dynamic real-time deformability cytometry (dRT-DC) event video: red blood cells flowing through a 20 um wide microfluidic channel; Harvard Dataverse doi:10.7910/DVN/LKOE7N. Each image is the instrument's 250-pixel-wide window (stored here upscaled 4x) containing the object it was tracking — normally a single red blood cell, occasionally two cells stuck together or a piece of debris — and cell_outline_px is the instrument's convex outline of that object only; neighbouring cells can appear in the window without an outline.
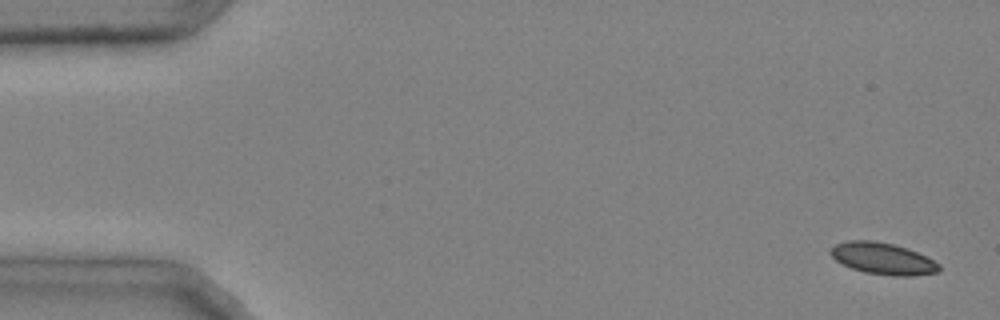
{"species": "common noctule bat (a hibernating species)", "species_latin": "Nyctalus noctula", "temperature_condition": "cold", "stored_images_in_passage": 48, "camera_frame_rate_fps": 3000, "um_per_image_px": 0.085, "animal": {"sex": "male", "body_mass_g": 20.4}, "frame": {"image": 1, "passage_image": 2, "time_ms": 0.333, "image_size_px": [1000, 320], "cell_outline_px": [[940, 272], [912, 276], [892, 276], [864, 272], [852, 268], [836, 260], [828, 252], [836, 244], [848, 240], [872, 240], [892, 244], [908, 248], [940, 264]], "centroid_in_image_um": [75.05, 21.98], "position_along_channel_um": 10.0, "area_um2": 19.94}}
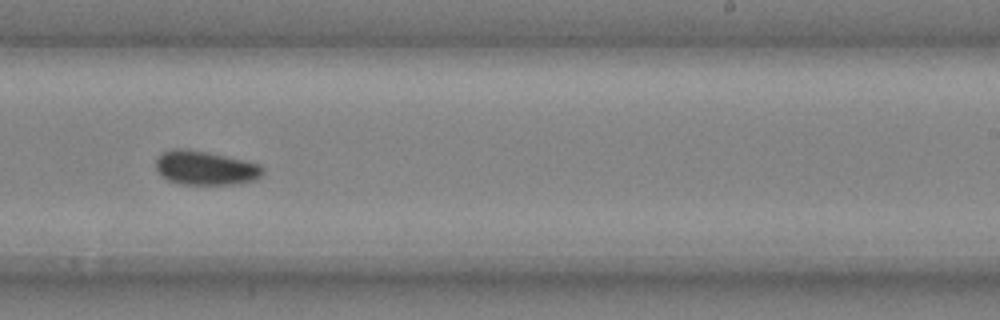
{"frame": {"image": 2, "passage_image": 31, "time_ms": 10.0, "image_size_px": [1000, 320], "cell_outline_px": [[264, 172], [256, 180], [232, 184], [180, 184], [168, 180], [156, 168], [156, 156], [160, 152], [172, 148], [184, 148], [208, 152], [244, 160], [260, 164], [264, 168]], "centroid_in_image_um": [17.44, 14.25], "position_along_channel_um": 271.6, "area_um2": 21.33}}
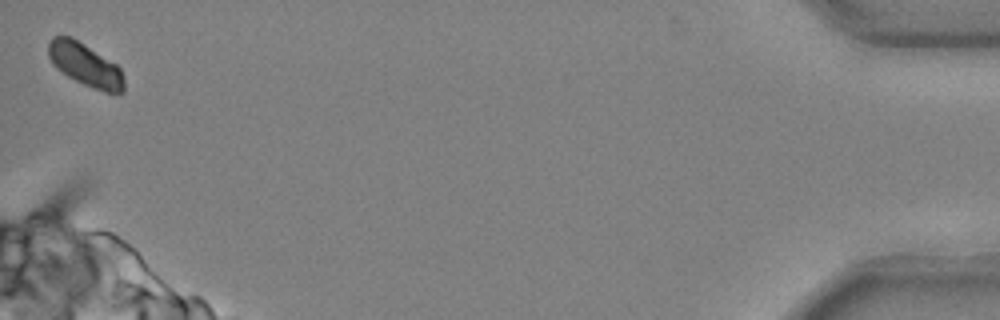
{"frame": {"image": 3, "passage_image": 48, "time_ms": 15.667, "image_size_px": [1000, 320], "cell_outline_px": [[124, 92], [104, 92], [92, 88], [60, 72], [52, 64], [48, 56], [48, 44], [52, 36], [68, 36], [84, 44], [116, 64], [120, 68], [124, 76]], "centroid_in_image_um": [7.23, 5.51], "position_along_channel_um": 428.0, "area_um2": 18.84}, "authors_computed_cell_mechanics": {"area_um2": 20.4323, "velocity_mm_per_s": 3.9807, "shape_relaxation_time_tau1_ms": 5.1638, "shape_relaxation_time_tau2_ms": 9.101, "deformation_change_tau1": 0.0899, "deformation_change_tau2": 0.1103}}